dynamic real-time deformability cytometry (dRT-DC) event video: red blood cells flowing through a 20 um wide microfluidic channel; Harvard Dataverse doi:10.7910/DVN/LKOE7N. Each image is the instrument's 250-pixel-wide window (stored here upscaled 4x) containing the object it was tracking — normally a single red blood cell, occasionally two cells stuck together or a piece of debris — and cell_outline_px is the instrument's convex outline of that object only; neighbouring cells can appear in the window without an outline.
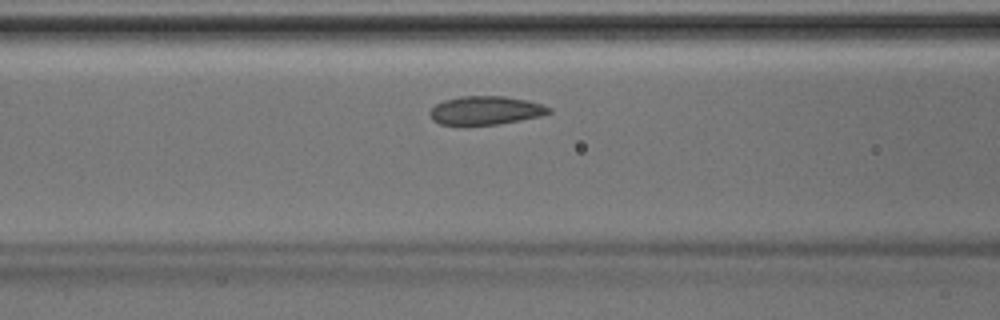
{"species": "Egyptian fruit bat (a non-hibernating species)", "species_latin": "Rousettus aegyptiacus", "temperature_condition": "room temperature", "stored_images_in_passage": 37, "camera_frame_rate_fps": 3000, "um_per_image_px": 0.085, "animal": {"sex": "male"}, "frame": {"image": 1, "passage_image": 10, "time_ms": 3.0, "image_size_px": [1000, 320], "cell_outline_px": [[552, 112], [540, 116], [520, 120], [496, 124], [440, 124], [432, 120], [428, 112], [436, 104], [444, 100], [460, 96], [504, 96], [528, 100], [544, 104], [552, 108]], "centroid_in_image_um": [41.3, 9.37], "position_along_channel_um": 125.3, "area_um2": 19.77}}
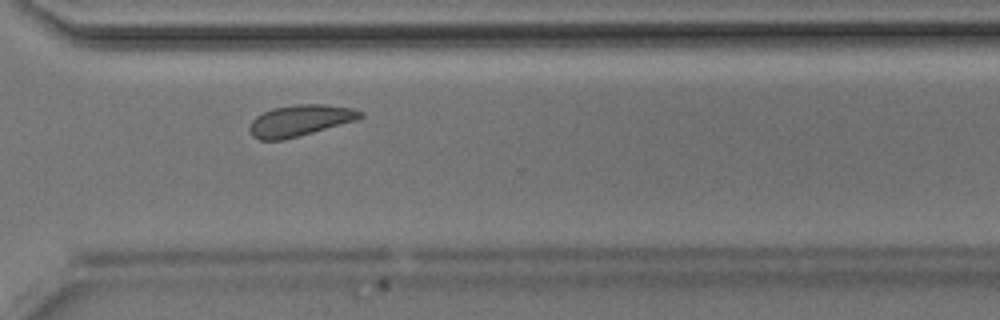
{"frame": {"image": 2, "passage_image": 25, "time_ms": 8.0, "image_size_px": [1000, 320], "cell_outline_px": [[364, 116], [356, 120], [312, 132], [280, 140], [260, 140], [252, 136], [248, 128], [252, 120], [256, 116], [272, 108], [296, 104], [324, 104], [352, 108], [364, 112]], "centroid_in_image_um": [25.48, 10.23], "position_along_channel_um": 345.1, "area_um2": 20.0}}
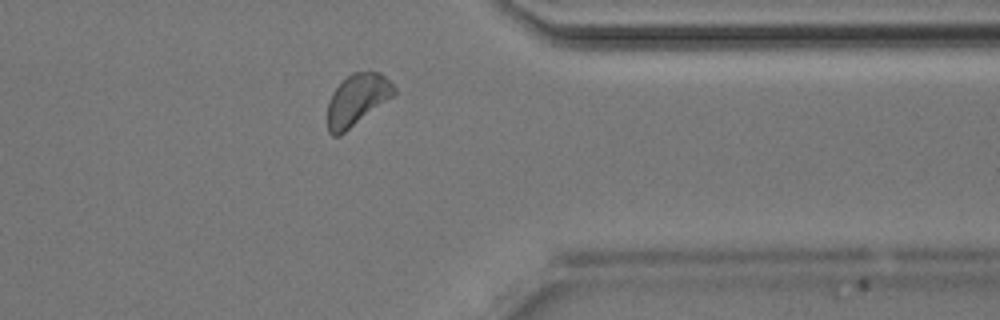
{"frame": {"image": 3, "passage_image": 28, "time_ms": 9.0, "image_size_px": [1000, 320], "cell_outline_px": [[396, 92], [392, 96], [340, 136], [332, 136], [328, 132], [328, 104], [332, 92], [352, 72], [380, 72], [396, 88]], "centroid_in_image_um": [30.33, 8.49], "position_along_channel_um": 381.1, "area_um2": 19.54}}